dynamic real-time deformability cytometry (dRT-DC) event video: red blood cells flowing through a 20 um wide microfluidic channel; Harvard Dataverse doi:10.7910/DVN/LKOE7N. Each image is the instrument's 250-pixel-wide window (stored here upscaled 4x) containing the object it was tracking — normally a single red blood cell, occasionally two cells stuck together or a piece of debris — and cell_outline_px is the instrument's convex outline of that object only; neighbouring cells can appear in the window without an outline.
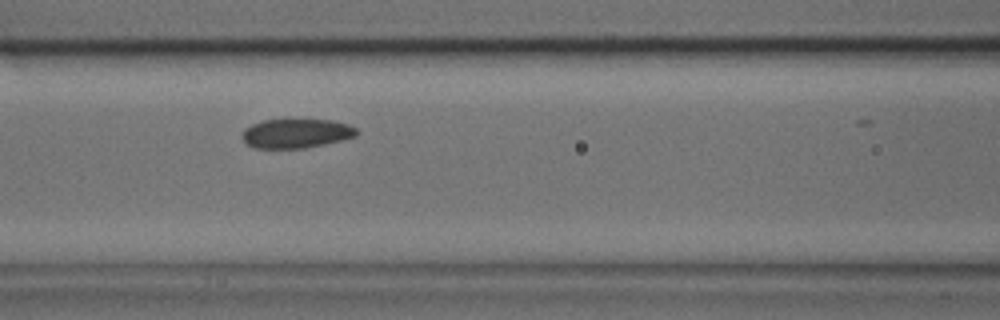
{"species": "common noctule bat (a hibernating species)", "species_latin": "Nyctalus noctula", "temperature_condition": "cold", "stored_images_in_passage": 20, "camera_frame_rate_fps": 3000, "um_per_image_px": 0.085, "animal": {"sex": "male", "body_mass_g": 17.9, "forearm_length_mm": 54.2}, "frame": {"image": 1, "passage_image": 9, "time_ms": 2.667, "image_size_px": [1000, 320], "cell_outline_px": [[360, 132], [356, 136], [324, 144], [304, 148], [256, 148], [248, 144], [240, 136], [244, 128], [252, 124], [264, 120], [332, 120], [348, 124], [356, 128]], "centroid_in_image_um": [25.17, 11.34], "position_along_channel_um": 141.4, "area_um2": 19.42}}